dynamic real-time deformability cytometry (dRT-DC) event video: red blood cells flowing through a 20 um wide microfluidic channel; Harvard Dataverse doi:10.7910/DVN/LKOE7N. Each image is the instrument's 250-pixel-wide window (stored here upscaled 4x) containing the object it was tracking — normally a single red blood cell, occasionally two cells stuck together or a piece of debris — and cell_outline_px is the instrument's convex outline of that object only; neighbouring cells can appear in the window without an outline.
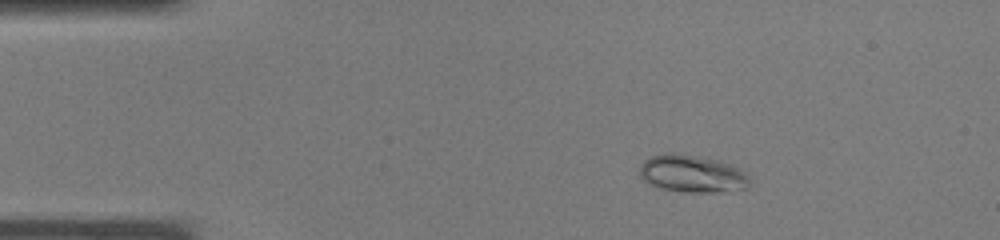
{"species": "common noctule bat (a hibernating species)", "species_latin": "Nyctalus noctula", "temperature_condition": "warm", "stored_images_in_passage": 23, "camera_frame_rate_fps": 3000, "um_per_image_px": 0.085, "animal": {"sex": "male", "body_mass_g": 19.0, "forearm_length_mm": 50.8}, "frame": {"image": 1, "passage_image": 6, "time_ms": 1.667, "image_size_px": [1000, 240], "cell_outline_px": [[748, 188], [716, 192], [684, 192], [660, 188], [648, 184], [640, 176], [640, 164], [644, 160], [652, 156], [664, 152], [676, 152], [720, 160], [732, 164], [740, 168], [748, 176]], "centroid_in_image_um": [58.81, 14.75], "position_along_channel_um": 26.2, "area_um2": 24.28}}
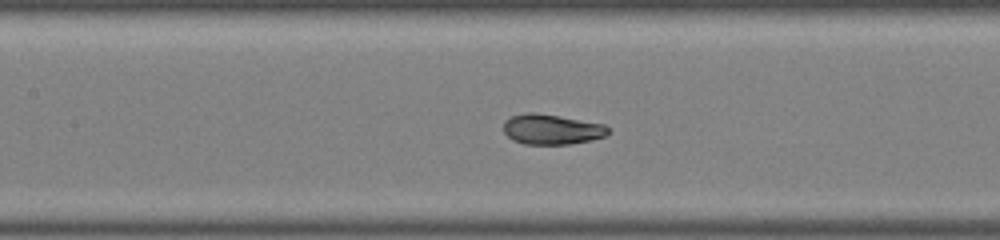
{"frame": {"image": 2, "passage_image": 17, "time_ms": 5.333, "image_size_px": [1000, 240], "cell_outline_px": [[608, 132], [604, 136], [592, 140], [568, 144], [524, 144], [512, 140], [504, 132], [504, 120], [508, 116], [528, 112], [532, 112], [560, 116], [604, 124], [608, 128]], "centroid_in_image_um": [46.85, 10.99], "position_along_channel_um": 160.6, "area_um2": 18.44}}
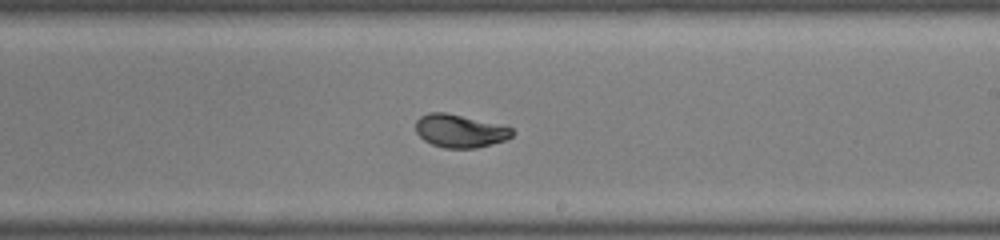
{"frame": {"image": 3, "passage_image": 22, "time_ms": 7.0, "image_size_px": [1000, 240], "cell_outline_px": [[516, 132], [512, 136], [504, 140], [476, 148], [444, 148], [432, 144], [424, 140], [416, 132], [416, 120], [420, 116], [428, 112], [444, 112], [512, 128]], "centroid_in_image_um": [39.05, 11.14], "position_along_channel_um": 249.9, "area_um2": 18.26}}